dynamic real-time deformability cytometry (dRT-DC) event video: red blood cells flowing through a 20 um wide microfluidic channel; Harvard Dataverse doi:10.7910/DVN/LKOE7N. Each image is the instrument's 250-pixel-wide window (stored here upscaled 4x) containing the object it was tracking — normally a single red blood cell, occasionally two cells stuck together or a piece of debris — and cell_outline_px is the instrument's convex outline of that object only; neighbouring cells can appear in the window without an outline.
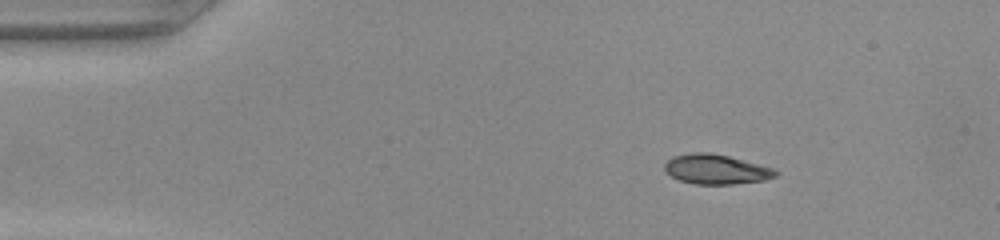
{"species": "common noctule bat (a hibernating species)", "species_latin": "Nyctalus noctula", "temperature_condition": "warm", "stored_images_in_passage": 43, "camera_frame_rate_fps": 3000, "um_per_image_px": 0.085, "animal": {"sex": "female", "body_mass_g": 22.0, "forearm_length_mm": 56.7}, "frame": {"image": 1, "passage_image": 1, "time_ms": 0.0, "image_size_px": [1000, 240], "cell_outline_px": [[780, 172], [776, 176], [764, 180], [732, 184], [696, 184], [680, 180], [672, 176], [664, 168], [664, 164], [672, 156], [692, 152], [708, 152], [728, 156], [772, 168]], "centroid_in_image_um": [60.86, 14.38], "position_along_channel_um": 24.1, "area_um2": 19.02}}
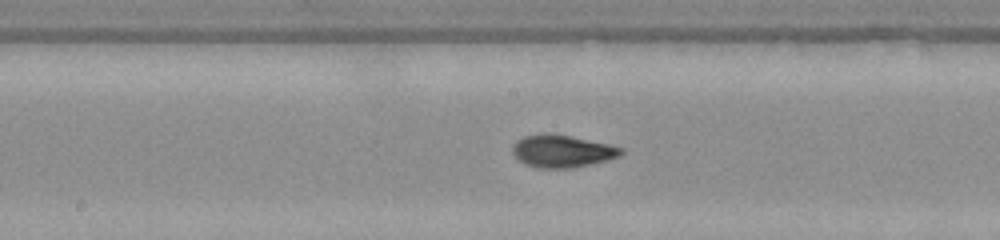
{"frame": {"image": 2, "passage_image": 19, "time_ms": 6.0, "image_size_px": [1000, 240], "cell_outline_px": [[624, 152], [620, 156], [572, 168], [536, 168], [524, 164], [512, 152], [512, 144], [516, 140], [524, 136], [544, 132], [548, 132], [608, 144], [624, 148]], "centroid_in_image_um": [47.73, 12.84], "position_along_channel_um": 200.5, "area_um2": 20.46}}
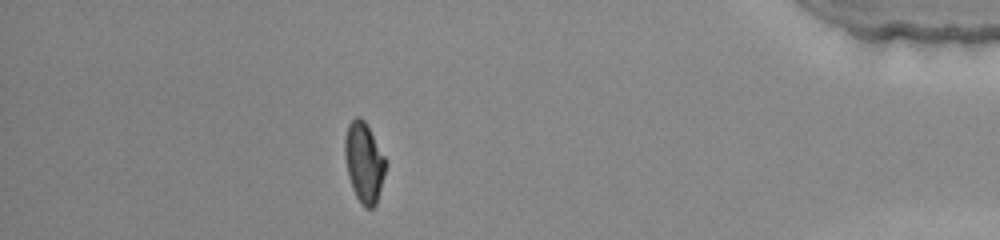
{"frame": {"image": 3, "passage_image": 37, "time_ms": 12.0, "image_size_px": [1000, 240], "cell_outline_px": [[384, 176], [376, 204], [372, 208], [364, 208], [360, 204], [352, 188], [348, 176], [344, 156], [344, 140], [348, 124], [356, 116], [360, 116], [364, 120], [384, 156]], "centroid_in_image_um": [30.9, 13.81], "position_along_channel_um": 404.3, "area_um2": 18.84}}